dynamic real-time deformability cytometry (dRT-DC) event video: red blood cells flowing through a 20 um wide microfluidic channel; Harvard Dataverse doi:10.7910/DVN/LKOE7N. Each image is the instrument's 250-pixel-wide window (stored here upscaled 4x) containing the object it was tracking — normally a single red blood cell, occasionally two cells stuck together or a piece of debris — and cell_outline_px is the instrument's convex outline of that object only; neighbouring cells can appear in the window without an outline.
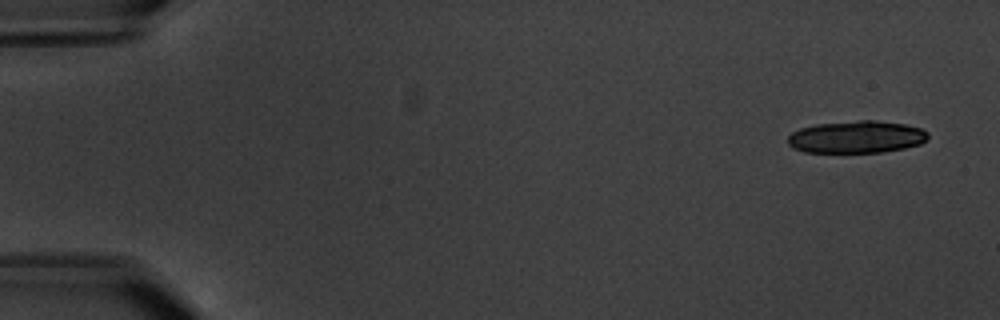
{"species": "common noctule bat (a hibernating species)", "species_latin": "Nyctalus noctula", "temperature_condition": "warm", "stored_images_in_passage": 6, "camera_frame_rate_fps": 3000, "um_per_image_px": 0.085, "animal": {"sex": "male", "body_mass_g": 20.1, "forearm_length_mm": 53.5}, "frame": {"image": 1, "passage_image": 1, "time_ms": 0.0, "image_size_px": [1000, 320], "cell_outline_px": [[928, 136], [920, 144], [904, 148], [884, 152], [804, 152], [792, 148], [788, 144], [788, 136], [792, 132], [800, 128], [816, 124], [860, 120], [876, 120], [904, 124], [920, 128], [928, 132]], "centroid_in_image_um": [72.78, 11.64], "position_along_channel_um": 12.2, "area_um2": 26.36}}
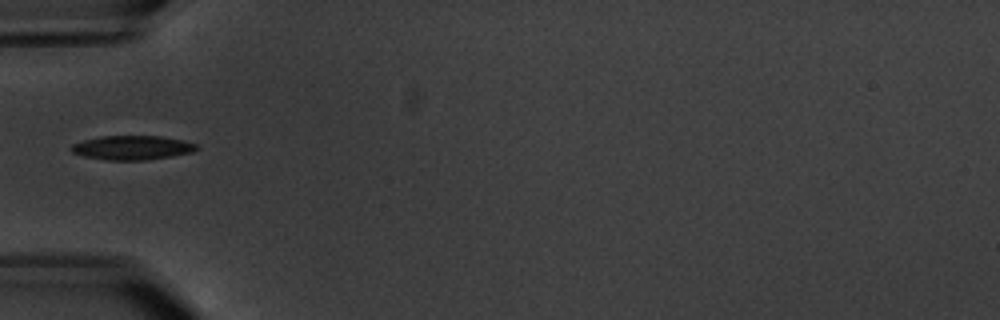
{"frame": {"image": 2, "passage_image": 6, "time_ms": 6.0, "image_size_px": [1000, 320], "cell_outline_px": [[200, 148], [192, 152], [172, 156], [144, 160], [108, 160], [84, 156], [72, 152], [68, 148], [72, 144], [84, 140], [100, 136], [160, 136], [180, 140], [196, 144]], "centroid_in_image_um": [11.21, 12.55], "position_along_channel_um": 73.8, "area_um2": 17.57}}